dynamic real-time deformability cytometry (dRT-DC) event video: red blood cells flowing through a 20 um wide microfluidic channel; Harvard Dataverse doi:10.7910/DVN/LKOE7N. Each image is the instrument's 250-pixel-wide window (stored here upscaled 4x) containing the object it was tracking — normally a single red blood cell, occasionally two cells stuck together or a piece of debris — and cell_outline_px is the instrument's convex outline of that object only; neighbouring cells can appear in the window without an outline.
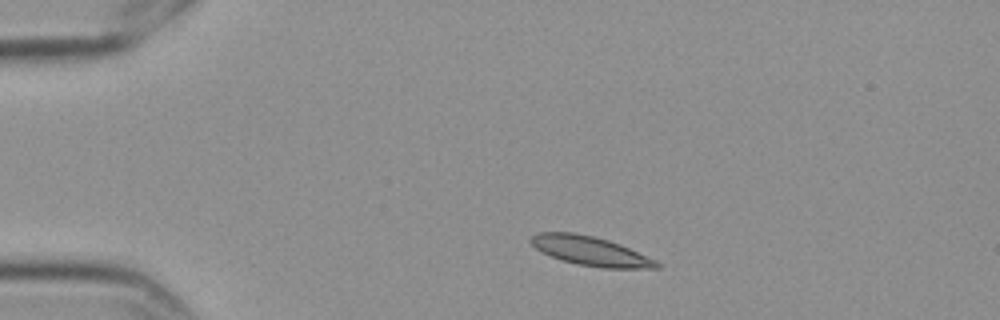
{"species": "Egyptian fruit bat (a non-hibernating species)", "species_latin": "Rousettus aegyptiacus", "temperature_condition": "cold", "stored_images_in_passage": 3, "camera_frame_rate_fps": 3000, "um_per_image_px": 0.085, "frame": {"image": 1, "passage_image": 1, "time_ms": 0.0, "image_size_px": [1000, 320], "cell_outline_px": [[660, 268], [604, 268], [576, 264], [560, 260], [536, 248], [528, 240], [532, 236], [540, 232], [572, 232], [592, 236], [608, 240], [620, 244], [656, 260], [660, 264]], "centroid_in_image_um": [50.19, 21.34], "position_along_channel_um": 34.8, "area_um2": 21.21}}